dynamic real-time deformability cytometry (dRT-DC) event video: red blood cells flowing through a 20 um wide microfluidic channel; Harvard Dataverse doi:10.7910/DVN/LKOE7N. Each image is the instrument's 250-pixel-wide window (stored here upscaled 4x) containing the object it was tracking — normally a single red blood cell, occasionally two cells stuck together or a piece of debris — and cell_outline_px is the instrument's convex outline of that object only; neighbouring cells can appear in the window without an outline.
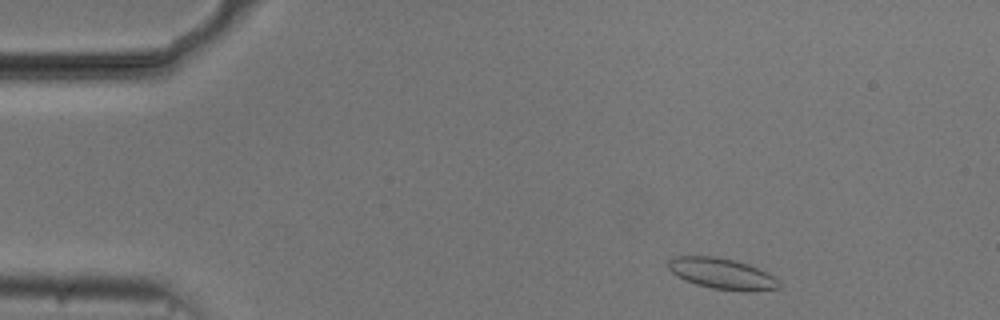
{"species": "common noctule bat (a hibernating species)", "species_latin": "Nyctalus noctula", "temperature_condition": "cold", "stored_images_in_passage": 47, "camera_frame_rate_fps": 3000, "um_per_image_px": 0.085, "animal": {"sex": "male", "body_mass_g": 20.5, "forearm_length_mm": 52.5}, "frame": {"image": 1, "passage_image": 1, "time_ms": 0.0, "image_size_px": [1000, 320], "cell_outline_px": [[780, 288], [748, 292], [744, 292], [712, 288], [696, 284], [676, 276], [668, 268], [668, 260], [676, 256], [716, 256], [748, 264], [780, 280]], "centroid_in_image_um": [61.36, 23.27], "position_along_channel_um": 23.6, "area_um2": 19.88}}
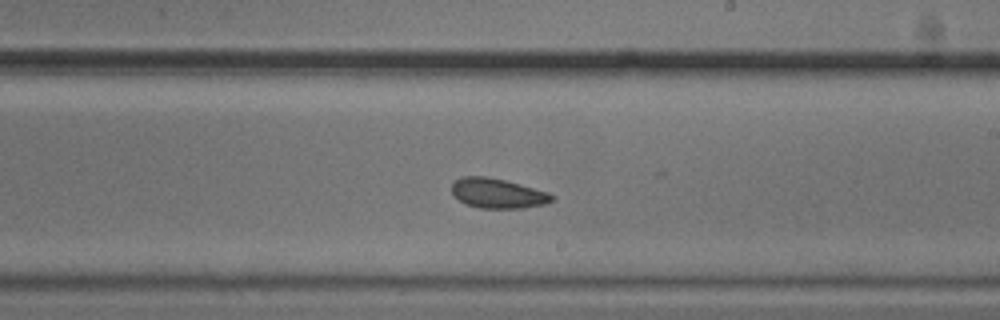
{"frame": {"image": 2, "passage_image": 25, "time_ms": 8.0, "image_size_px": [1000, 320], "cell_outline_px": [[556, 200], [544, 204], [524, 208], [480, 208], [468, 204], [460, 200], [452, 192], [452, 184], [456, 180], [464, 176], [484, 176], [504, 180], [520, 184], [548, 192], [556, 196]], "centroid_in_image_um": [42.36, 16.43], "position_along_channel_um": 246.6, "area_um2": 17.28}}
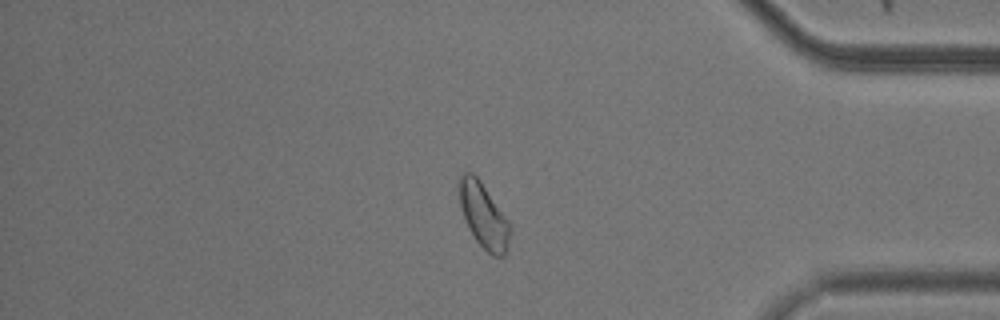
{"frame": {"image": 3, "passage_image": 39, "time_ms": 12.667, "image_size_px": [1000, 320], "cell_outline_px": [[508, 248], [504, 256], [492, 256], [476, 240], [468, 228], [460, 204], [456, 180], [464, 172], [472, 172], [480, 180], [508, 220]], "centroid_in_image_um": [41.05, 18.27], "position_along_channel_um": 394.2, "area_um2": 18.96}, "authors_computed_cell_mechanics": {"area_um2": 18.2648, "velocity_mm_per_s": 3.7185, "shape_relaxation_time_tau1_ms": null, "shape_relaxation_time_tau2_ms": 3.0936, "deformation_change_tau1": null, "deformation_change_tau2": 0.0706}}